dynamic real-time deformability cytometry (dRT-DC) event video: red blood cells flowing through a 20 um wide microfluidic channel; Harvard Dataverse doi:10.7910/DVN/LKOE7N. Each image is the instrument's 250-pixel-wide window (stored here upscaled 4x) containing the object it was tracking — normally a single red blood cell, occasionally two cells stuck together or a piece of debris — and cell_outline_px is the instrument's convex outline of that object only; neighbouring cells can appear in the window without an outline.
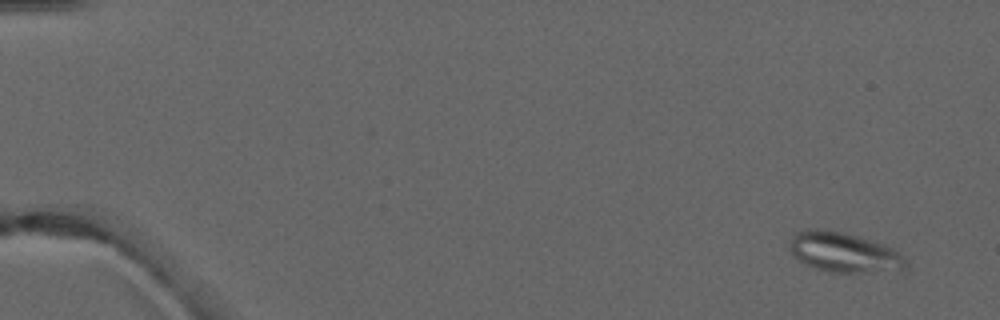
{"species": "common noctule bat (a hibernating species)", "species_latin": "Nyctalus noctula", "temperature_condition": "warm", "stored_images_in_passage": 4, "camera_frame_rate_fps": 3000, "um_per_image_px": 0.085, "animal": {"sex": "male", "forearm_length_mm": 52.5}, "frame": {"image": 1, "passage_image": 1, "time_ms": 0.0, "image_size_px": [1000, 320], "cell_outline_px": [[908, 268], [900, 272], [828, 272], [812, 268], [804, 264], [788, 248], [788, 244], [792, 236], [796, 232], [808, 228], [816, 228], [844, 232], [884, 244], [892, 248], [904, 256], [908, 264]], "centroid_in_image_um": [71.77, 21.46], "position_along_channel_um": 13.2, "area_um2": 27.57}}